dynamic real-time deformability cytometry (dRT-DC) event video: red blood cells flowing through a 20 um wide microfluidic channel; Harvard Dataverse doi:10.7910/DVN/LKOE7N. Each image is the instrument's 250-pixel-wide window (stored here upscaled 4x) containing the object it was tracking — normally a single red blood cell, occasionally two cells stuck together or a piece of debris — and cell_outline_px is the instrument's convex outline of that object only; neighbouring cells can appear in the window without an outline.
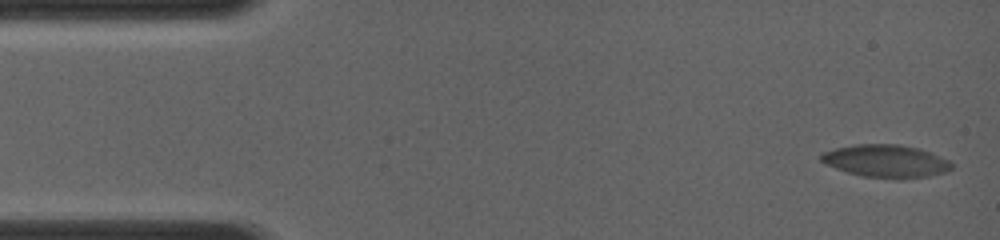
{"species": "common noctule bat (a hibernating species)", "species_latin": "Nyctalus noctula", "temperature_condition": "room temperature", "stored_images_in_passage": 70, "camera_frame_rate_fps": 4000, "um_per_image_px": 0.085, "animal": {"sex": "female", "body_mass_g": 19.0, "forearm_length_mm": 56.7}, "frame": {"image": 1, "passage_image": 1, "time_ms": 0.0, "image_size_px": [1000, 240], "cell_outline_px": [[952, 168], [944, 172], [928, 176], [900, 180], [864, 176], [848, 172], [824, 164], [820, 160], [820, 152], [836, 148], [856, 144], [900, 144], [920, 148], [932, 152], [948, 160], [952, 164]], "centroid_in_image_um": [75.3, 13.69], "position_along_channel_um": 9.7, "area_um2": 25.14}}
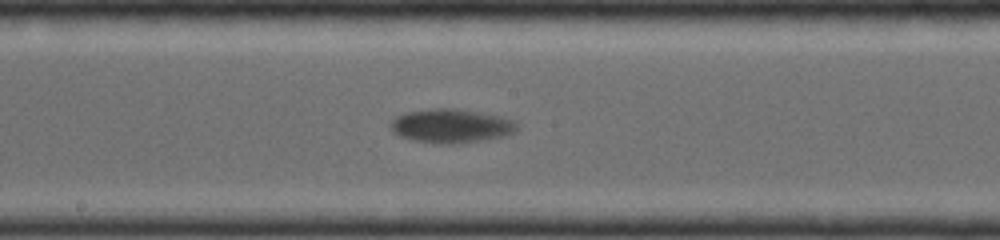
{"frame": {"image": 2, "passage_image": 32, "time_ms": 7.5, "image_size_px": [1000, 240], "cell_outline_px": [[516, 132], [504, 136], [480, 140], [452, 144], [440, 144], [412, 140], [400, 136], [392, 132], [392, 120], [396, 116], [408, 112], [436, 108], [452, 108], [500, 116], [516, 120]], "centroid_in_image_um": [38.35, 10.71], "position_along_channel_um": 209.8, "area_um2": 24.68}}
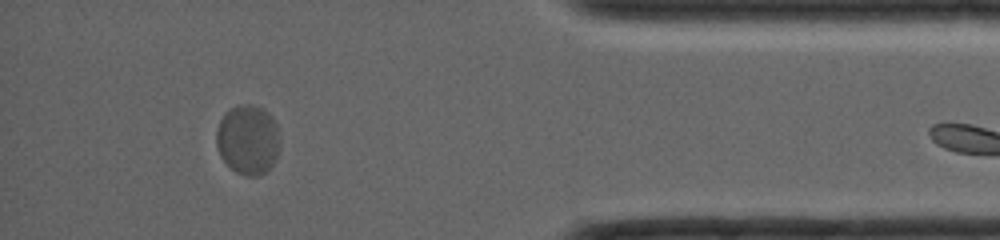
{"frame": {"image": 3, "passage_image": 62, "time_ms": 13.0, "image_size_px": [1000, 240], "cell_outline_px": [[280, 148], [276, 160], [260, 176], [244, 176], [236, 172], [220, 156], [216, 144], [216, 128], [224, 112], [240, 104], [252, 104], [264, 108], [272, 116], [276, 124], [280, 136]], "centroid_in_image_um": [21.09, 11.85], "position_along_channel_um": 414.1, "area_um2": 26.24}}